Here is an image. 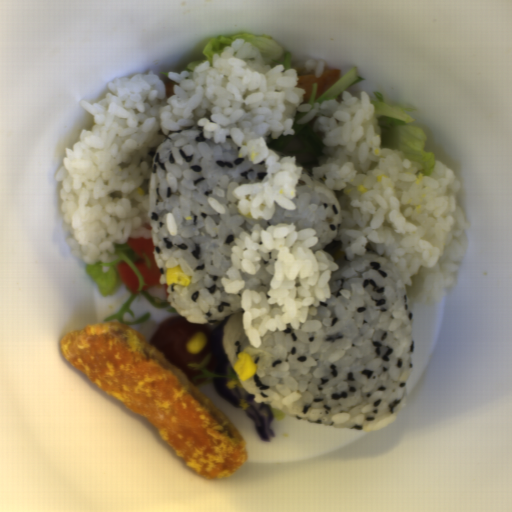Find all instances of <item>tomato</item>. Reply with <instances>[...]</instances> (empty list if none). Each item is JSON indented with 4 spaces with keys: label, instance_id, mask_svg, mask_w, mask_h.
Returning a JSON list of instances; mask_svg holds the SVG:
<instances>
[{
    "label": "tomato",
    "instance_id": "1",
    "mask_svg": "<svg viewBox=\"0 0 512 512\" xmlns=\"http://www.w3.org/2000/svg\"><path fill=\"white\" fill-rule=\"evenodd\" d=\"M201 331L206 334L207 341L203 351L191 353L186 350L185 344L194 332ZM150 343L164 353L165 357L176 365L190 381L201 371L188 366L192 363H203L205 357L211 353L206 368L217 374V359L215 357L212 336L209 326L203 323H192L182 316H172L160 324L153 334Z\"/></svg>",
    "mask_w": 512,
    "mask_h": 512
},
{
    "label": "tomato",
    "instance_id": "2",
    "mask_svg": "<svg viewBox=\"0 0 512 512\" xmlns=\"http://www.w3.org/2000/svg\"><path fill=\"white\" fill-rule=\"evenodd\" d=\"M204 381H205V379H199V380H195L191 384L196 387L197 385H202L204 383Z\"/></svg>",
    "mask_w": 512,
    "mask_h": 512
}]
</instances>
